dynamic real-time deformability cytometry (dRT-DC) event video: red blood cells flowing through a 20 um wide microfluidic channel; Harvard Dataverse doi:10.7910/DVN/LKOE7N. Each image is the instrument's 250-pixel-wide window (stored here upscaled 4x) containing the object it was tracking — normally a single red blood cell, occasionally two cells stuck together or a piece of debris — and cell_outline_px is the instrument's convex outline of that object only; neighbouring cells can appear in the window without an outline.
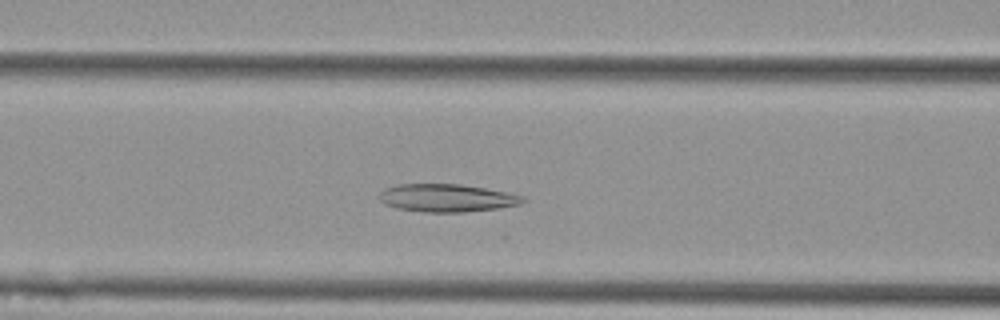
{"species": "Egyptian fruit bat (a non-hibernating species)", "species_latin": "Rousettus aegyptiacus", "temperature_condition": "cold", "stored_images_in_passage": 50, "camera_frame_rate_fps": 3000, "um_per_image_px": 0.085, "animal": {"sex": "female"}, "frame": {"image": 1, "passage_image": 17, "time_ms": 5.333, "image_size_px": [1000, 320], "cell_outline_px": [[528, 200], [520, 204], [496, 208], [464, 212], [424, 212], [396, 208], [384, 204], [380, 200], [380, 192], [384, 188], [396, 184], [460, 184], [508, 192], [524, 196]], "centroid_in_image_um": [37.98, 16.82], "position_along_channel_um": 128.6, "area_um2": 23.35}}
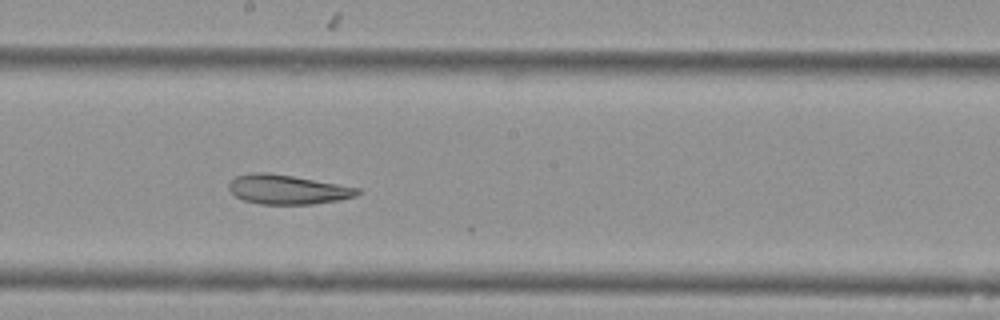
{"frame": {"image": 2, "passage_image": 25, "time_ms": 8.0, "image_size_px": [1000, 320], "cell_outline_px": [[360, 192], [356, 196], [336, 200], [312, 204], [260, 204], [244, 200], [236, 196], [228, 188], [228, 184], [236, 176], [252, 172], [268, 172], [292, 176], [360, 188]], "centroid_in_image_um": [24.41, 16.1], "position_along_channel_um": 223.8, "area_um2": 21.79}}
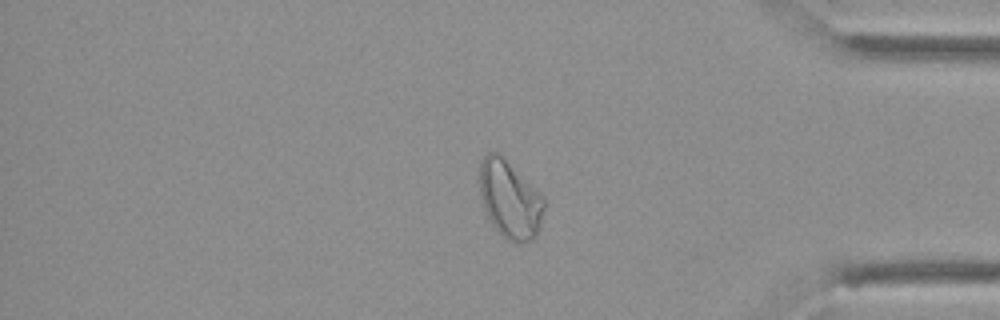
{"frame": {"image": 3, "passage_image": 41, "time_ms": 13.333, "image_size_px": [1000, 320], "cell_outline_px": [[544, 208], [540, 228], [536, 236], [532, 240], [524, 244], [516, 244], [508, 240], [492, 224], [484, 208], [480, 192], [480, 164], [484, 156], [488, 152], [500, 152], [544, 196]], "centroid_in_image_um": [43.37, 16.94], "position_along_channel_um": 391.8, "area_um2": 29.48}, "authors_computed_cell_mechanics": {"area_um2": 26.9348, "velocity_mm_per_s": 3.5848, "shape_relaxation_time_tau1_ms": null, "shape_relaxation_time_tau2_ms": 3.4623, "deformation_change_tau1": null, "deformation_change_tau2": 0.1023}}